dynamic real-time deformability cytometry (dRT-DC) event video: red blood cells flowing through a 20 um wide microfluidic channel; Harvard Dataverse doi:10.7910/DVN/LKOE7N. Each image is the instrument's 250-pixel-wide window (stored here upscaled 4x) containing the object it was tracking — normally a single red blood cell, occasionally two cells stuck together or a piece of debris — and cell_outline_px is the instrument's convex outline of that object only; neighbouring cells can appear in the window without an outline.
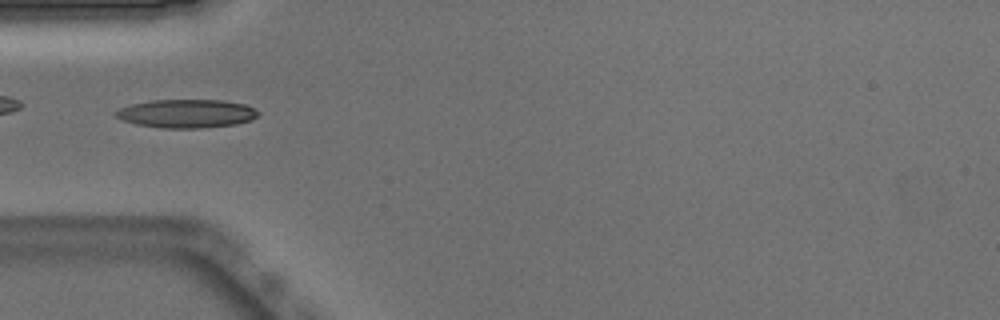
{"species": "Egyptian fruit bat (a non-hibernating species)", "species_latin": "Rousettus aegyptiacus", "temperature_condition": "warm", "stored_images_in_passage": 34, "camera_frame_rate_fps": 3000, "um_per_image_px": 0.085, "animal": {"sex": "male"}, "frame": {"image": 1, "passage_image": 1, "time_ms": 0.0, "image_size_px": [1000, 320], "cell_outline_px": [[260, 112], [252, 120], [236, 124], [200, 128], [160, 128], [136, 124], [120, 120], [116, 116], [116, 112], [120, 108], [132, 104], [152, 100], [224, 100], [244, 104]], "centroid_in_image_um": [15.85, 9.66], "position_along_channel_um": 69.1, "area_um2": 23.58}}
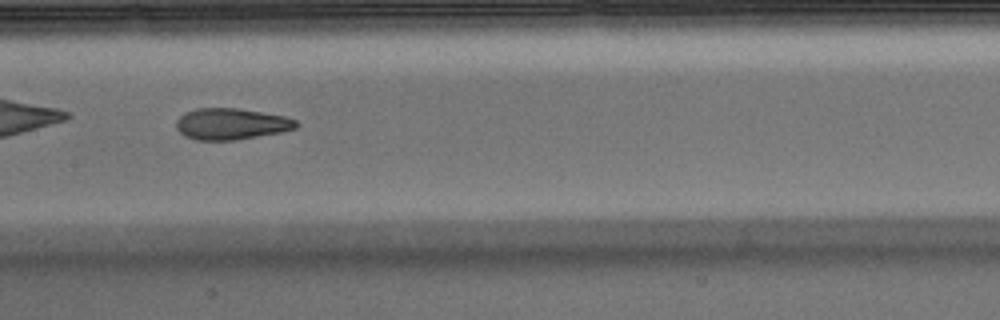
{"frame": {"image": 2, "passage_image": 10, "time_ms": 3.0, "image_size_px": [1000, 320], "cell_outline_px": [[300, 124], [296, 128], [280, 132], [236, 140], [196, 140], [184, 136], [176, 128], [176, 120], [180, 116], [196, 108], [236, 108], [284, 116], [296, 120]], "centroid_in_image_um": [19.64, 10.54], "position_along_channel_um": 187.8, "area_um2": 21.79}, "authors_computed_cell_mechanics": {"area_um2": 22.2819, "velocity_mm_per_s": 3.9055, "shape_relaxation_time_tau1_ms": 8.7821, "shape_relaxation_time_tau2_ms": 2.3455, "deformation_change_tau1": 0.2363, "deformation_change_tau2": 0.0965}}